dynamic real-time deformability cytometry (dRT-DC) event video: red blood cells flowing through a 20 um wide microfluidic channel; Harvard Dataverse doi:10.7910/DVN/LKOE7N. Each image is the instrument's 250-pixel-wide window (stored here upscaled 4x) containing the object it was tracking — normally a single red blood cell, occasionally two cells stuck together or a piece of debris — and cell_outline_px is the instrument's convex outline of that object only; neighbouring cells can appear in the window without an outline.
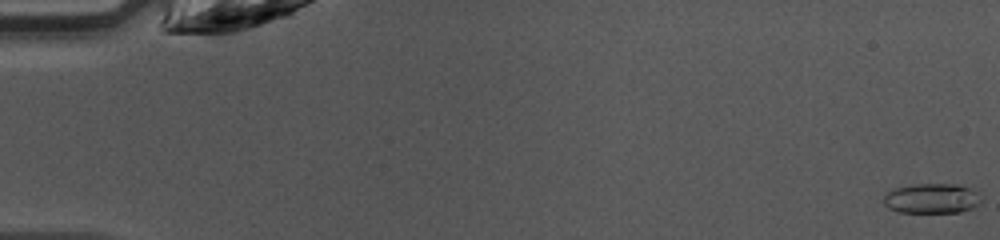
{"species": "common noctule bat (a hibernating species)", "species_latin": "Nyctalus noctula", "temperature_condition": "warm", "stored_images_in_passage": 6, "camera_frame_rate_fps": 3000, "um_per_image_px": 0.085, "animal": {"sex": "female", "body_mass_g": 10.0, "forearm_length_mm": 53.1}, "frame": {"image": 1, "passage_image": 1, "time_ms": 0.0, "image_size_px": [1000, 240], "cell_outline_px": [[980, 204], [972, 208], [960, 212], [896, 212], [888, 208], [884, 204], [884, 196], [888, 192], [896, 188], [912, 184], [956, 184], [980, 192]], "centroid_in_image_um": [79.21, 16.87], "position_along_channel_um": 5.8, "area_um2": 17.05}}